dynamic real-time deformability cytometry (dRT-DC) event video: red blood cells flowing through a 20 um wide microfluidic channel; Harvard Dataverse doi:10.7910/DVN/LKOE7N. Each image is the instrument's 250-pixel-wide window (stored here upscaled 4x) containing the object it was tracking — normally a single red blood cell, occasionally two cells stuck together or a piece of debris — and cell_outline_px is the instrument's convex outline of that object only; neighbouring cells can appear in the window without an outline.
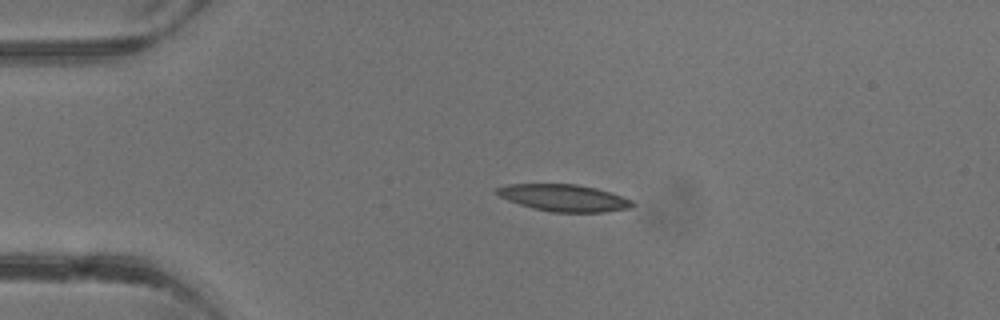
{"species": "common noctule bat (a hibernating species)", "species_latin": "Nyctalus noctula", "temperature_condition": "warm", "stored_images_in_passage": 2, "camera_frame_rate_fps": 3000, "um_per_image_px": 0.085, "animal": {"sex": "male", "body_mass_g": 13.3}, "frame": {"image": 1, "passage_image": 1, "time_ms": 0.0, "image_size_px": [1000, 320], "cell_outline_px": [[636, 204], [632, 208], [604, 212], [552, 212], [532, 208], [508, 200], [492, 192], [496, 188], [508, 184], [576, 184], [596, 188], [632, 200]], "centroid_in_image_um": [47.92, 16.82], "position_along_channel_um": 37.1, "area_um2": 21.27}}
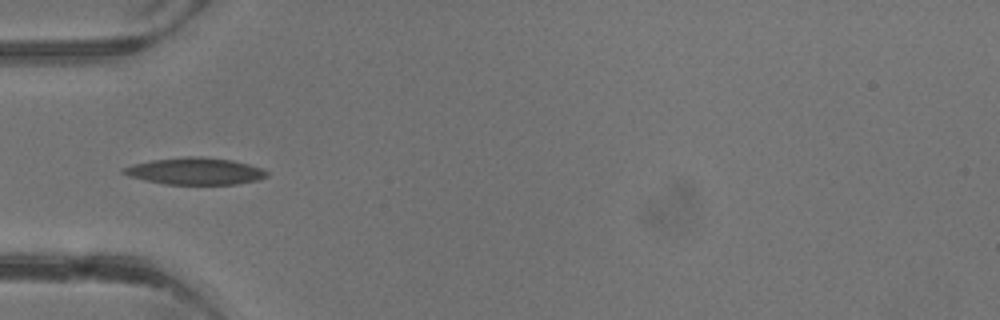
{"frame": {"image": 2, "passage_image": 2, "time_ms": 1.333, "image_size_px": [1000, 320], "cell_outline_px": [[268, 176], [260, 180], [236, 184], [164, 184], [144, 180], [128, 176], [120, 172], [120, 168], [132, 164], [152, 160], [184, 156], [200, 156], [232, 160], [248, 164], [260, 168], [268, 172]], "centroid_in_image_um": [16.55, 14.54], "position_along_channel_um": 68.5, "area_um2": 22.66}}